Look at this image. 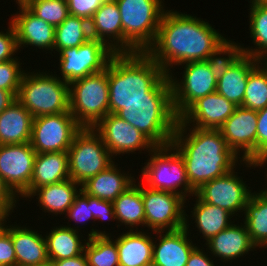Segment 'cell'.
I'll list each match as a JSON object with an SVG mask.
<instances>
[{"label": "cell", "instance_id": "40", "mask_svg": "<svg viewBox=\"0 0 267 266\" xmlns=\"http://www.w3.org/2000/svg\"><path fill=\"white\" fill-rule=\"evenodd\" d=\"M18 58L0 62V89L13 92L16 96L25 70H21Z\"/></svg>", "mask_w": 267, "mask_h": 266}, {"label": "cell", "instance_id": "39", "mask_svg": "<svg viewBox=\"0 0 267 266\" xmlns=\"http://www.w3.org/2000/svg\"><path fill=\"white\" fill-rule=\"evenodd\" d=\"M242 54H243V49L240 43H236L234 41L226 39L219 47H217L210 54V56L206 61L208 62L211 72L218 80L226 73V71L230 68V66Z\"/></svg>", "mask_w": 267, "mask_h": 266}, {"label": "cell", "instance_id": "49", "mask_svg": "<svg viewBox=\"0 0 267 266\" xmlns=\"http://www.w3.org/2000/svg\"><path fill=\"white\" fill-rule=\"evenodd\" d=\"M53 266H88L87 257L83 252L73 258L51 261Z\"/></svg>", "mask_w": 267, "mask_h": 266}, {"label": "cell", "instance_id": "18", "mask_svg": "<svg viewBox=\"0 0 267 266\" xmlns=\"http://www.w3.org/2000/svg\"><path fill=\"white\" fill-rule=\"evenodd\" d=\"M237 107L215 91L195 101L178 120L184 125L218 130Z\"/></svg>", "mask_w": 267, "mask_h": 266}, {"label": "cell", "instance_id": "24", "mask_svg": "<svg viewBox=\"0 0 267 266\" xmlns=\"http://www.w3.org/2000/svg\"><path fill=\"white\" fill-rule=\"evenodd\" d=\"M11 239L16 266H42L49 263L46 241L42 234L19 225H11Z\"/></svg>", "mask_w": 267, "mask_h": 266}, {"label": "cell", "instance_id": "26", "mask_svg": "<svg viewBox=\"0 0 267 266\" xmlns=\"http://www.w3.org/2000/svg\"><path fill=\"white\" fill-rule=\"evenodd\" d=\"M261 60L242 54L217 80L216 92L236 106H242L249 73Z\"/></svg>", "mask_w": 267, "mask_h": 266}, {"label": "cell", "instance_id": "43", "mask_svg": "<svg viewBox=\"0 0 267 266\" xmlns=\"http://www.w3.org/2000/svg\"><path fill=\"white\" fill-rule=\"evenodd\" d=\"M9 25L6 33L0 32V62L15 59L13 55L18 51L15 29L10 22Z\"/></svg>", "mask_w": 267, "mask_h": 266}, {"label": "cell", "instance_id": "44", "mask_svg": "<svg viewBox=\"0 0 267 266\" xmlns=\"http://www.w3.org/2000/svg\"><path fill=\"white\" fill-rule=\"evenodd\" d=\"M0 266H16V256L11 239V225L0 234Z\"/></svg>", "mask_w": 267, "mask_h": 266}, {"label": "cell", "instance_id": "16", "mask_svg": "<svg viewBox=\"0 0 267 266\" xmlns=\"http://www.w3.org/2000/svg\"><path fill=\"white\" fill-rule=\"evenodd\" d=\"M93 130L101 137L112 157L135 153L139 149L150 153L156 147L137 128L113 113L102 118Z\"/></svg>", "mask_w": 267, "mask_h": 266}, {"label": "cell", "instance_id": "3", "mask_svg": "<svg viewBox=\"0 0 267 266\" xmlns=\"http://www.w3.org/2000/svg\"><path fill=\"white\" fill-rule=\"evenodd\" d=\"M169 83V75L146 52L115 53L108 63L109 113L131 101L153 100Z\"/></svg>", "mask_w": 267, "mask_h": 266}, {"label": "cell", "instance_id": "56", "mask_svg": "<svg viewBox=\"0 0 267 266\" xmlns=\"http://www.w3.org/2000/svg\"><path fill=\"white\" fill-rule=\"evenodd\" d=\"M266 176H267V174H266ZM267 178V177H266ZM263 191L265 192V193H267V188L266 189H263Z\"/></svg>", "mask_w": 267, "mask_h": 266}, {"label": "cell", "instance_id": "6", "mask_svg": "<svg viewBox=\"0 0 267 266\" xmlns=\"http://www.w3.org/2000/svg\"><path fill=\"white\" fill-rule=\"evenodd\" d=\"M45 72H24L17 100L33 117L70 112L69 84L61 76Z\"/></svg>", "mask_w": 267, "mask_h": 266}, {"label": "cell", "instance_id": "46", "mask_svg": "<svg viewBox=\"0 0 267 266\" xmlns=\"http://www.w3.org/2000/svg\"><path fill=\"white\" fill-rule=\"evenodd\" d=\"M93 217L95 220H115L113 202L93 197Z\"/></svg>", "mask_w": 267, "mask_h": 266}, {"label": "cell", "instance_id": "28", "mask_svg": "<svg viewBox=\"0 0 267 266\" xmlns=\"http://www.w3.org/2000/svg\"><path fill=\"white\" fill-rule=\"evenodd\" d=\"M33 116L16 100L0 114V145L30 142Z\"/></svg>", "mask_w": 267, "mask_h": 266}, {"label": "cell", "instance_id": "34", "mask_svg": "<svg viewBox=\"0 0 267 266\" xmlns=\"http://www.w3.org/2000/svg\"><path fill=\"white\" fill-rule=\"evenodd\" d=\"M84 247L88 266H120L115 240L109 233L91 229Z\"/></svg>", "mask_w": 267, "mask_h": 266}, {"label": "cell", "instance_id": "53", "mask_svg": "<svg viewBox=\"0 0 267 266\" xmlns=\"http://www.w3.org/2000/svg\"><path fill=\"white\" fill-rule=\"evenodd\" d=\"M256 163H257V166H260V167H262L264 164H267V156L264 159L257 161Z\"/></svg>", "mask_w": 267, "mask_h": 266}, {"label": "cell", "instance_id": "51", "mask_svg": "<svg viewBox=\"0 0 267 266\" xmlns=\"http://www.w3.org/2000/svg\"><path fill=\"white\" fill-rule=\"evenodd\" d=\"M11 213H0V234L3 232V230L6 228L8 217ZM7 219V220H6Z\"/></svg>", "mask_w": 267, "mask_h": 266}, {"label": "cell", "instance_id": "30", "mask_svg": "<svg viewBox=\"0 0 267 266\" xmlns=\"http://www.w3.org/2000/svg\"><path fill=\"white\" fill-rule=\"evenodd\" d=\"M54 228V229H53ZM79 226H58L52 227L49 233L45 235L46 248L49 262L62 259L73 258L84 252L86 244L81 242L78 229Z\"/></svg>", "mask_w": 267, "mask_h": 266}, {"label": "cell", "instance_id": "37", "mask_svg": "<svg viewBox=\"0 0 267 266\" xmlns=\"http://www.w3.org/2000/svg\"><path fill=\"white\" fill-rule=\"evenodd\" d=\"M264 65V66H263ZM267 106V61H261L248 76L242 106L261 110Z\"/></svg>", "mask_w": 267, "mask_h": 266}, {"label": "cell", "instance_id": "12", "mask_svg": "<svg viewBox=\"0 0 267 266\" xmlns=\"http://www.w3.org/2000/svg\"><path fill=\"white\" fill-rule=\"evenodd\" d=\"M182 79L176 80L169 74L172 86V105L179 118L195 101L216 91L217 79L211 72L208 62L194 61L183 64Z\"/></svg>", "mask_w": 267, "mask_h": 266}, {"label": "cell", "instance_id": "17", "mask_svg": "<svg viewBox=\"0 0 267 266\" xmlns=\"http://www.w3.org/2000/svg\"><path fill=\"white\" fill-rule=\"evenodd\" d=\"M35 156L29 142L0 145V176L18 199L30 186Z\"/></svg>", "mask_w": 267, "mask_h": 266}, {"label": "cell", "instance_id": "27", "mask_svg": "<svg viewBox=\"0 0 267 266\" xmlns=\"http://www.w3.org/2000/svg\"><path fill=\"white\" fill-rule=\"evenodd\" d=\"M117 166L114 162L106 170L88 179L80 186L81 190L92 197L113 202L136 181L129 172L122 173Z\"/></svg>", "mask_w": 267, "mask_h": 266}, {"label": "cell", "instance_id": "47", "mask_svg": "<svg viewBox=\"0 0 267 266\" xmlns=\"http://www.w3.org/2000/svg\"><path fill=\"white\" fill-rule=\"evenodd\" d=\"M18 198L4 184L0 176V213H12Z\"/></svg>", "mask_w": 267, "mask_h": 266}, {"label": "cell", "instance_id": "42", "mask_svg": "<svg viewBox=\"0 0 267 266\" xmlns=\"http://www.w3.org/2000/svg\"><path fill=\"white\" fill-rule=\"evenodd\" d=\"M106 0H67L69 14L90 21Z\"/></svg>", "mask_w": 267, "mask_h": 266}, {"label": "cell", "instance_id": "45", "mask_svg": "<svg viewBox=\"0 0 267 266\" xmlns=\"http://www.w3.org/2000/svg\"><path fill=\"white\" fill-rule=\"evenodd\" d=\"M267 156V106L257 111V161Z\"/></svg>", "mask_w": 267, "mask_h": 266}, {"label": "cell", "instance_id": "1", "mask_svg": "<svg viewBox=\"0 0 267 266\" xmlns=\"http://www.w3.org/2000/svg\"><path fill=\"white\" fill-rule=\"evenodd\" d=\"M225 40L203 19L167 9L156 39L146 53L169 75L173 65L207 60Z\"/></svg>", "mask_w": 267, "mask_h": 266}, {"label": "cell", "instance_id": "29", "mask_svg": "<svg viewBox=\"0 0 267 266\" xmlns=\"http://www.w3.org/2000/svg\"><path fill=\"white\" fill-rule=\"evenodd\" d=\"M80 185L71 178L64 181L37 188L28 198L37 196L38 204L43 212L55 215L65 214L73 204L75 196L80 192ZM79 188V189H78Z\"/></svg>", "mask_w": 267, "mask_h": 266}, {"label": "cell", "instance_id": "52", "mask_svg": "<svg viewBox=\"0 0 267 266\" xmlns=\"http://www.w3.org/2000/svg\"><path fill=\"white\" fill-rule=\"evenodd\" d=\"M250 6L252 5H267V0H250Z\"/></svg>", "mask_w": 267, "mask_h": 266}, {"label": "cell", "instance_id": "13", "mask_svg": "<svg viewBox=\"0 0 267 266\" xmlns=\"http://www.w3.org/2000/svg\"><path fill=\"white\" fill-rule=\"evenodd\" d=\"M145 227L152 231H174L185 226L186 199L175 193L153 190L142 184Z\"/></svg>", "mask_w": 267, "mask_h": 266}, {"label": "cell", "instance_id": "41", "mask_svg": "<svg viewBox=\"0 0 267 266\" xmlns=\"http://www.w3.org/2000/svg\"><path fill=\"white\" fill-rule=\"evenodd\" d=\"M66 218L71 221L79 223H86V221L94 220L93 217V197L85 194L82 190L75 196L73 204L65 213ZM83 221V222H81Z\"/></svg>", "mask_w": 267, "mask_h": 266}, {"label": "cell", "instance_id": "20", "mask_svg": "<svg viewBox=\"0 0 267 266\" xmlns=\"http://www.w3.org/2000/svg\"><path fill=\"white\" fill-rule=\"evenodd\" d=\"M18 6L19 12L15 13L10 21L15 29L18 50L30 45L43 51L44 49L53 51L55 27L39 19L24 4H18Z\"/></svg>", "mask_w": 267, "mask_h": 266}, {"label": "cell", "instance_id": "14", "mask_svg": "<svg viewBox=\"0 0 267 266\" xmlns=\"http://www.w3.org/2000/svg\"><path fill=\"white\" fill-rule=\"evenodd\" d=\"M229 148L246 167L257 166V111L237 107L218 129ZM240 151L243 155L240 157Z\"/></svg>", "mask_w": 267, "mask_h": 266}, {"label": "cell", "instance_id": "38", "mask_svg": "<svg viewBox=\"0 0 267 266\" xmlns=\"http://www.w3.org/2000/svg\"><path fill=\"white\" fill-rule=\"evenodd\" d=\"M24 5L39 19L54 27L70 15L67 0H27Z\"/></svg>", "mask_w": 267, "mask_h": 266}, {"label": "cell", "instance_id": "23", "mask_svg": "<svg viewBox=\"0 0 267 266\" xmlns=\"http://www.w3.org/2000/svg\"><path fill=\"white\" fill-rule=\"evenodd\" d=\"M231 224L228 228L210 238L205 245L210 250L212 256L221 258L219 260L227 262L236 260L240 256L249 254L257 248L250 239L245 224Z\"/></svg>", "mask_w": 267, "mask_h": 266}, {"label": "cell", "instance_id": "35", "mask_svg": "<svg viewBox=\"0 0 267 266\" xmlns=\"http://www.w3.org/2000/svg\"><path fill=\"white\" fill-rule=\"evenodd\" d=\"M91 39L89 21L69 15L59 26L55 27L54 49L60 53L63 49L79 47Z\"/></svg>", "mask_w": 267, "mask_h": 266}, {"label": "cell", "instance_id": "50", "mask_svg": "<svg viewBox=\"0 0 267 266\" xmlns=\"http://www.w3.org/2000/svg\"><path fill=\"white\" fill-rule=\"evenodd\" d=\"M16 100V95L13 92L0 89V114Z\"/></svg>", "mask_w": 267, "mask_h": 266}, {"label": "cell", "instance_id": "10", "mask_svg": "<svg viewBox=\"0 0 267 266\" xmlns=\"http://www.w3.org/2000/svg\"><path fill=\"white\" fill-rule=\"evenodd\" d=\"M115 54L104 42L91 38L79 47L66 48L59 53L62 80L70 84L106 69Z\"/></svg>", "mask_w": 267, "mask_h": 266}, {"label": "cell", "instance_id": "48", "mask_svg": "<svg viewBox=\"0 0 267 266\" xmlns=\"http://www.w3.org/2000/svg\"><path fill=\"white\" fill-rule=\"evenodd\" d=\"M197 246L190 254L186 266H215L213 260ZM206 253V254H205Z\"/></svg>", "mask_w": 267, "mask_h": 266}, {"label": "cell", "instance_id": "5", "mask_svg": "<svg viewBox=\"0 0 267 266\" xmlns=\"http://www.w3.org/2000/svg\"><path fill=\"white\" fill-rule=\"evenodd\" d=\"M115 1L122 22V53L146 52L156 39L165 12L163 1Z\"/></svg>", "mask_w": 267, "mask_h": 266}, {"label": "cell", "instance_id": "32", "mask_svg": "<svg viewBox=\"0 0 267 266\" xmlns=\"http://www.w3.org/2000/svg\"><path fill=\"white\" fill-rule=\"evenodd\" d=\"M243 213L251 242L256 247L267 248V193L253 192Z\"/></svg>", "mask_w": 267, "mask_h": 266}, {"label": "cell", "instance_id": "21", "mask_svg": "<svg viewBox=\"0 0 267 266\" xmlns=\"http://www.w3.org/2000/svg\"><path fill=\"white\" fill-rule=\"evenodd\" d=\"M89 25L91 38L104 42L115 53H122V22L115 0H106L94 13Z\"/></svg>", "mask_w": 267, "mask_h": 266}, {"label": "cell", "instance_id": "25", "mask_svg": "<svg viewBox=\"0 0 267 266\" xmlns=\"http://www.w3.org/2000/svg\"><path fill=\"white\" fill-rule=\"evenodd\" d=\"M154 238L140 230H127L119 235L114 239L119 254V265L152 266Z\"/></svg>", "mask_w": 267, "mask_h": 266}, {"label": "cell", "instance_id": "11", "mask_svg": "<svg viewBox=\"0 0 267 266\" xmlns=\"http://www.w3.org/2000/svg\"><path fill=\"white\" fill-rule=\"evenodd\" d=\"M81 129L70 112L34 117L29 143L36 153L68 151Z\"/></svg>", "mask_w": 267, "mask_h": 266}, {"label": "cell", "instance_id": "7", "mask_svg": "<svg viewBox=\"0 0 267 266\" xmlns=\"http://www.w3.org/2000/svg\"><path fill=\"white\" fill-rule=\"evenodd\" d=\"M69 111L82 128H93L109 114L108 65L69 84Z\"/></svg>", "mask_w": 267, "mask_h": 266}, {"label": "cell", "instance_id": "8", "mask_svg": "<svg viewBox=\"0 0 267 266\" xmlns=\"http://www.w3.org/2000/svg\"><path fill=\"white\" fill-rule=\"evenodd\" d=\"M149 156L148 162L141 168L144 186L175 193L186 200L189 195L193 197L195 190L188 182L184 160L171 145L155 147Z\"/></svg>", "mask_w": 267, "mask_h": 266}, {"label": "cell", "instance_id": "19", "mask_svg": "<svg viewBox=\"0 0 267 266\" xmlns=\"http://www.w3.org/2000/svg\"><path fill=\"white\" fill-rule=\"evenodd\" d=\"M185 214V226L174 231H155L158 243L153 242L152 266H186L191 252L197 247L189 236V221ZM165 233V234H164Z\"/></svg>", "mask_w": 267, "mask_h": 266}, {"label": "cell", "instance_id": "2", "mask_svg": "<svg viewBox=\"0 0 267 266\" xmlns=\"http://www.w3.org/2000/svg\"><path fill=\"white\" fill-rule=\"evenodd\" d=\"M170 145L183 158L188 182L194 190L236 169L241 159L229 148L219 130L191 127L179 120Z\"/></svg>", "mask_w": 267, "mask_h": 266}, {"label": "cell", "instance_id": "4", "mask_svg": "<svg viewBox=\"0 0 267 266\" xmlns=\"http://www.w3.org/2000/svg\"><path fill=\"white\" fill-rule=\"evenodd\" d=\"M116 115L137 128L156 147L170 145L179 119L172 105L171 82L153 100L128 102Z\"/></svg>", "mask_w": 267, "mask_h": 266}, {"label": "cell", "instance_id": "54", "mask_svg": "<svg viewBox=\"0 0 267 266\" xmlns=\"http://www.w3.org/2000/svg\"><path fill=\"white\" fill-rule=\"evenodd\" d=\"M27 0H16L17 4H24Z\"/></svg>", "mask_w": 267, "mask_h": 266}, {"label": "cell", "instance_id": "36", "mask_svg": "<svg viewBox=\"0 0 267 266\" xmlns=\"http://www.w3.org/2000/svg\"><path fill=\"white\" fill-rule=\"evenodd\" d=\"M250 7V37L256 47L245 48L243 46V54L267 61V5H252Z\"/></svg>", "mask_w": 267, "mask_h": 266}, {"label": "cell", "instance_id": "9", "mask_svg": "<svg viewBox=\"0 0 267 266\" xmlns=\"http://www.w3.org/2000/svg\"><path fill=\"white\" fill-rule=\"evenodd\" d=\"M112 155L93 128H82L68 149L69 176L80 186L114 163Z\"/></svg>", "mask_w": 267, "mask_h": 266}, {"label": "cell", "instance_id": "15", "mask_svg": "<svg viewBox=\"0 0 267 266\" xmlns=\"http://www.w3.org/2000/svg\"><path fill=\"white\" fill-rule=\"evenodd\" d=\"M237 175V172L233 169L224 176L214 178L202 184L195 190L193 196H197L201 201L223 208L233 216H238L239 212L244 211L252 190H249L250 187L245 184L243 178L240 179L241 176L238 177Z\"/></svg>", "mask_w": 267, "mask_h": 266}, {"label": "cell", "instance_id": "31", "mask_svg": "<svg viewBox=\"0 0 267 266\" xmlns=\"http://www.w3.org/2000/svg\"><path fill=\"white\" fill-rule=\"evenodd\" d=\"M135 183L113 201L116 221L121 222L120 225L124 223L125 227H130V231H134V227L138 230V226L145 228L142 183Z\"/></svg>", "mask_w": 267, "mask_h": 266}, {"label": "cell", "instance_id": "33", "mask_svg": "<svg viewBox=\"0 0 267 266\" xmlns=\"http://www.w3.org/2000/svg\"><path fill=\"white\" fill-rule=\"evenodd\" d=\"M195 197L196 204H194V210L191 211L190 216L192 215L191 217L196 223L195 226L207 242L232 224L231 218L233 215L223 208L201 201L197 196Z\"/></svg>", "mask_w": 267, "mask_h": 266}, {"label": "cell", "instance_id": "55", "mask_svg": "<svg viewBox=\"0 0 267 266\" xmlns=\"http://www.w3.org/2000/svg\"><path fill=\"white\" fill-rule=\"evenodd\" d=\"M42 266H53L51 262H49L48 264L42 265Z\"/></svg>", "mask_w": 267, "mask_h": 266}, {"label": "cell", "instance_id": "22", "mask_svg": "<svg viewBox=\"0 0 267 266\" xmlns=\"http://www.w3.org/2000/svg\"><path fill=\"white\" fill-rule=\"evenodd\" d=\"M69 178L68 151L36 153L30 186L20 197L27 199L37 188Z\"/></svg>", "mask_w": 267, "mask_h": 266}]
</instances>
